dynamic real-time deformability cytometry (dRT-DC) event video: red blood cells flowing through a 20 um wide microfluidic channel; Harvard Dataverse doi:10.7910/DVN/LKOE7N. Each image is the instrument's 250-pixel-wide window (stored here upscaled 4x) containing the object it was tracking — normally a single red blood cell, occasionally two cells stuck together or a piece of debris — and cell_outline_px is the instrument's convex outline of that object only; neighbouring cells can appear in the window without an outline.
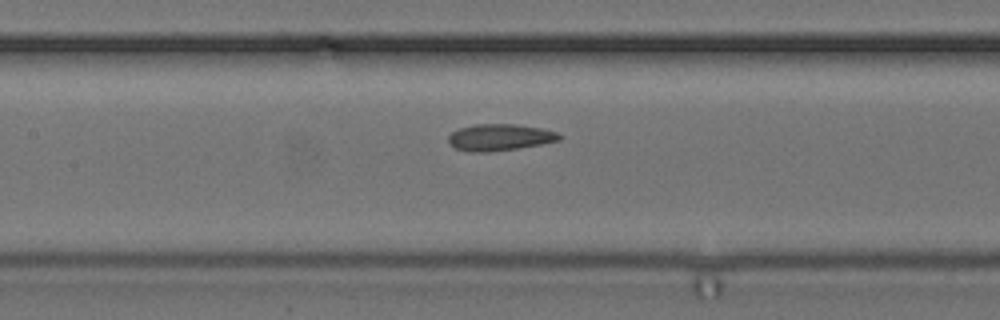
{"species": "common noctule bat (a hibernating species)", "species_latin": "Nyctalus noctula", "temperature_condition": "cold", "stored_images_in_passage": 8, "camera_frame_rate_fps": 3000, "um_per_image_px": 0.085, "animal": {"sex": "female", "body_mass_g": 24.6, "forearm_length_mm": 56.2}, "frame": {"image": 1, "passage_image": 8, "time_ms": 2.333, "image_size_px": [1000, 320], "cell_outline_px": [[564, 136], [560, 140], [540, 144], [516, 148], [488, 152], [468, 152], [456, 148], [448, 140], [448, 136], [452, 132], [460, 128], [476, 124], [516, 124], [540, 128], [556, 132]], "centroid_in_image_um": [42.48, 11.67], "position_along_channel_um": 164.9, "area_um2": 17.05}}